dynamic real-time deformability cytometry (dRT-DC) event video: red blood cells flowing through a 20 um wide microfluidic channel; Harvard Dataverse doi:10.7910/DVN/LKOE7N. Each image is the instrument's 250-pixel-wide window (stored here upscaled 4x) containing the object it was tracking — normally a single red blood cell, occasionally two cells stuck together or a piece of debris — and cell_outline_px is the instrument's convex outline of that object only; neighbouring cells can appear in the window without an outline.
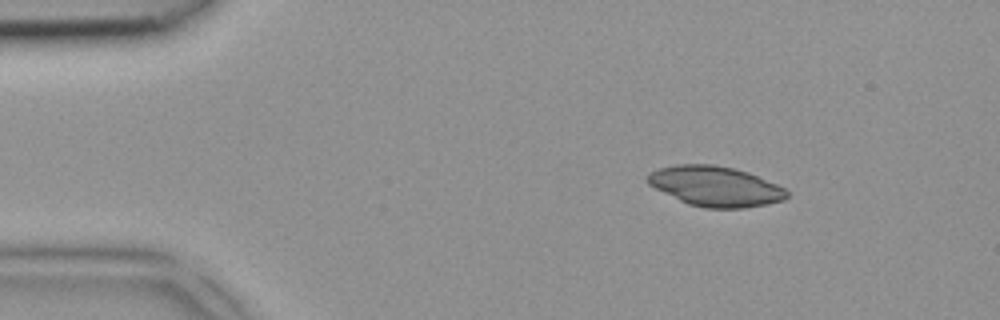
{"species": "common noctule bat (a hibernating species)", "species_latin": "Nyctalus noctula", "temperature_condition": "room temperature", "stored_images_in_passage": 3, "camera_frame_rate_fps": 3000, "um_per_image_px": 0.085, "animal": {"sex": "female", "body_mass_g": 18.4}, "frame": {"image": 1, "passage_image": 1, "time_ms": 0.0, "image_size_px": [1000, 320], "cell_outline_px": [[788, 196], [784, 200], [768, 204], [744, 208], [704, 208], [688, 204], [648, 184], [644, 180], [652, 172], [660, 168], [676, 164], [712, 164], [732, 168], [748, 172], [776, 184], [784, 188], [788, 192]], "centroid_in_image_um": [60.82, 15.84], "position_along_channel_um": 24.2, "area_um2": 32.31}}